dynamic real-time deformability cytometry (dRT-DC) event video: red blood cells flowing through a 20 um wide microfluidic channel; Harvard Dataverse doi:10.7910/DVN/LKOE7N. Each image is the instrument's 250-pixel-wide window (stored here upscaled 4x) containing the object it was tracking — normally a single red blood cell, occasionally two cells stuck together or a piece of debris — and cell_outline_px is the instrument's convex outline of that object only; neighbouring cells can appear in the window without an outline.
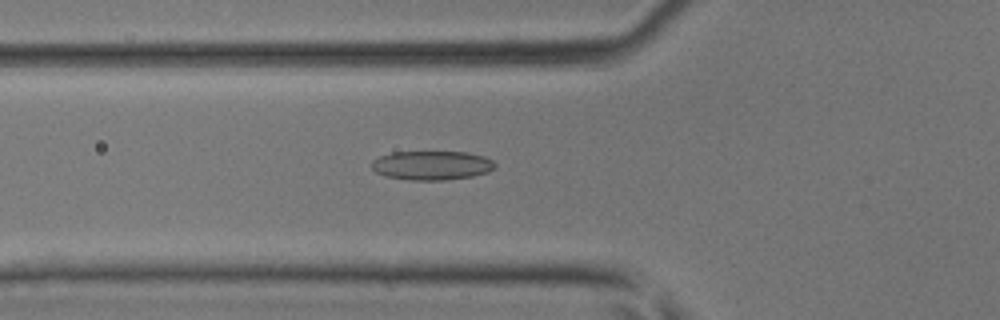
{"species": "common noctule bat (a hibernating species)", "species_latin": "Nyctalus noctula", "temperature_condition": "room temperature", "stored_images_in_passage": 40, "camera_frame_rate_fps": 3000, "um_per_image_px": 0.085, "animal": {"sex": "male", "body_mass_g": 17.9, "forearm_length_mm": 54.2}, "frame": {"image": 1, "passage_image": 15, "time_ms": 4.667, "image_size_px": [1000, 320], "cell_outline_px": [[496, 164], [488, 172], [472, 176], [448, 180], [408, 180], [384, 176], [376, 172], [372, 168], [372, 160], [380, 156], [392, 152], [464, 152], [484, 156], [492, 160]], "centroid_in_image_um": [36.68, 14.06], "position_along_channel_um": 89.1, "area_um2": 20.92}}
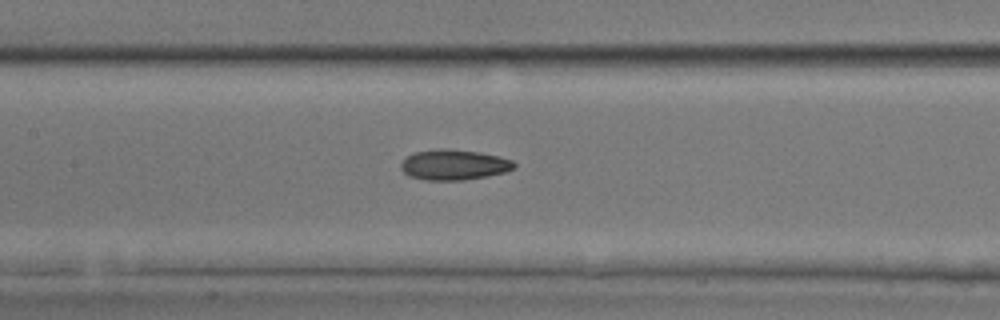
{"frame": {"image": 2, "passage_image": 20, "time_ms": 6.333, "image_size_px": [1000, 320], "cell_outline_px": [[516, 168], [504, 172], [464, 180], [424, 180], [408, 176], [400, 168], [400, 164], [408, 156], [416, 152], [436, 148], [448, 148], [480, 152], [500, 156], [512, 160], [516, 164]], "centroid_in_image_um": [38.58, 13.99], "position_along_channel_um": 168.8, "area_um2": 20.17}}
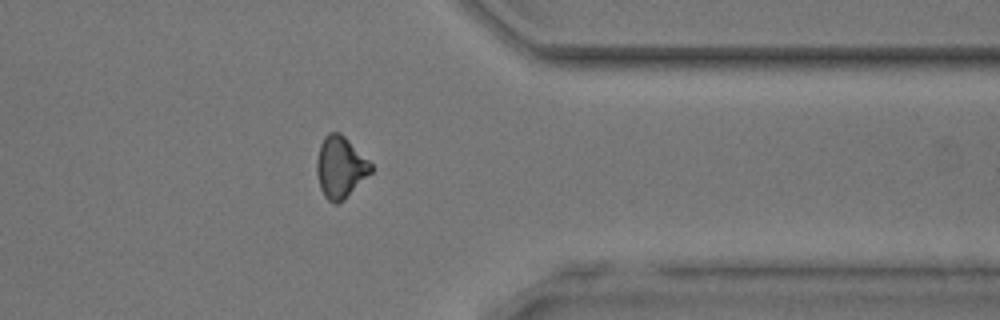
{"frame": {"image": 3, "passage_image": 34, "time_ms": 11.0, "image_size_px": [1000, 320], "cell_outline_px": [[372, 172], [344, 200], [336, 204], [332, 204], [324, 196], [320, 188], [316, 172], [316, 160], [320, 144], [324, 136], [328, 132], [340, 132], [372, 164]], "centroid_in_image_um": [28.91, 14.23], "position_along_channel_um": 382.5, "area_um2": 19.54}}